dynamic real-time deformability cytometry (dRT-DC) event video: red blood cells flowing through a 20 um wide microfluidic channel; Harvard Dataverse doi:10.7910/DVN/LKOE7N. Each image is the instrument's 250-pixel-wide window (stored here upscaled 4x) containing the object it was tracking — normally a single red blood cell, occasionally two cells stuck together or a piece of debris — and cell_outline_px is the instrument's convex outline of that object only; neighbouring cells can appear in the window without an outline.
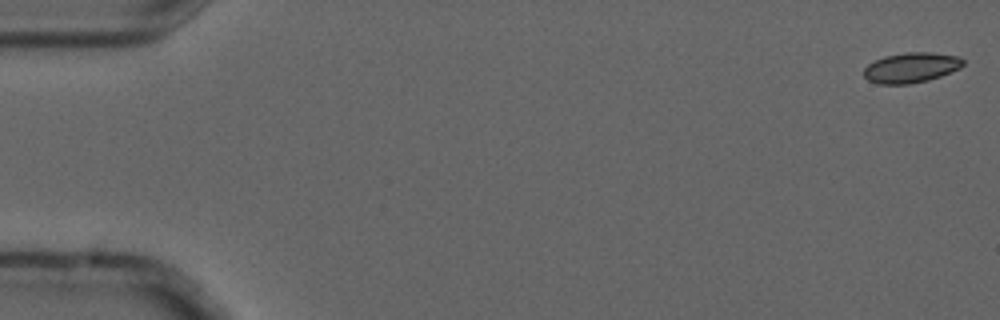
{"species": "common noctule bat (a hibernating species)", "species_latin": "Nyctalus noctula", "temperature_condition": "cold", "stored_images_in_passage": 6, "camera_frame_rate_fps": 3000, "um_per_image_px": 0.085, "animal": {"sex": "male", "forearm_length_mm": 52.5}, "frame": {"image": 1, "passage_image": 1, "time_ms": 0.0, "image_size_px": [1000, 320], "cell_outline_px": [[964, 64], [960, 68], [940, 76], [928, 80], [908, 84], [876, 84], [868, 80], [864, 76], [864, 68], [868, 64], [884, 56], [904, 52], [932, 52], [960, 56], [964, 60]], "centroid_in_image_um": [77.45, 5.74], "position_along_channel_um": 7.5, "area_um2": 17.57}}
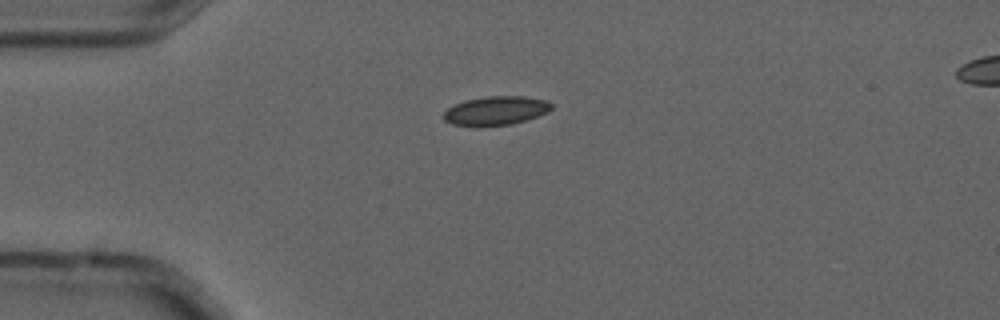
{"frame": {"image": 2, "passage_image": 4, "time_ms": 1.0, "image_size_px": [1000, 320], "cell_outline_px": [[552, 108], [548, 112], [512, 124], [452, 124], [444, 120], [444, 112], [448, 108], [456, 104], [468, 100], [488, 96], [524, 96], [548, 100], [552, 104]], "centroid_in_image_um": [42.21, 9.37], "position_along_channel_um": 42.8, "area_um2": 17.46}}
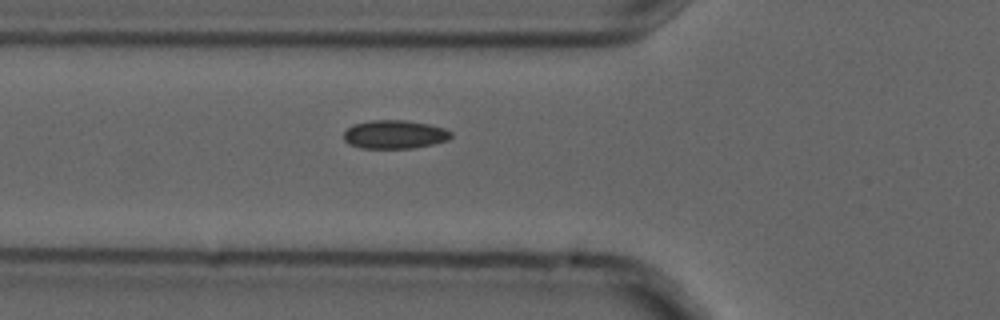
{"frame": {"image": 3, "passage_image": 6, "time_ms": 1.667, "image_size_px": [1000, 320], "cell_outline_px": [[452, 136], [448, 140], [432, 144], [412, 148], [360, 148], [348, 144], [344, 140], [344, 132], [352, 124], [372, 120], [404, 120], [428, 124], [444, 128], [452, 132]], "centroid_in_image_um": [33.52, 11.43], "position_along_channel_um": 92.3, "area_um2": 17.86}}